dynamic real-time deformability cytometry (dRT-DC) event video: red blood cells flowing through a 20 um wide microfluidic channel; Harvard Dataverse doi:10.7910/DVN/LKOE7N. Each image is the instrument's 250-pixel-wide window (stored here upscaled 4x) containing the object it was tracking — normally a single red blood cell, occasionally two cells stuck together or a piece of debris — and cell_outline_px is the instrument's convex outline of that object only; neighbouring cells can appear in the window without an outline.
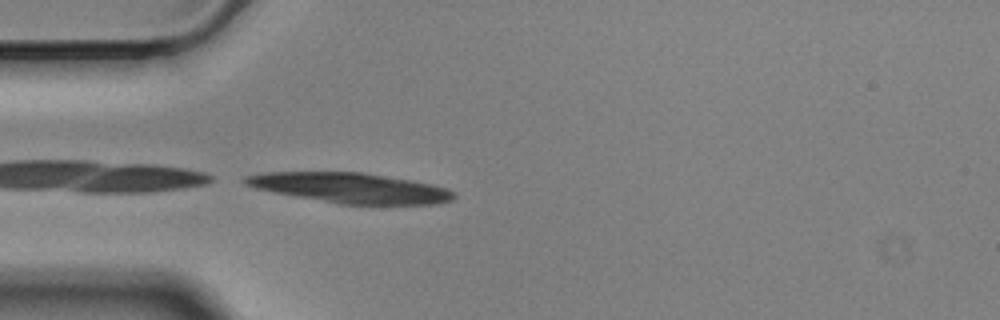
{"species": "Egyptian fruit bat (a non-hibernating species)", "species_latin": "Rousettus aegyptiacus", "temperature_condition": "cold", "stored_images_in_passage": 15, "camera_frame_rate_fps": 3000, "um_per_image_px": 0.085, "animal": {"sex": "male"}, "frame": {"image": 1, "passage_image": 15, "time_ms": 4.667, "image_size_px": [1000, 320], "cell_outline_px": [[456, 196], [452, 200], [436, 204], [340, 204], [272, 192], [256, 188], [244, 184], [240, 180], [244, 176], [264, 172], [360, 172], [432, 184], [444, 188], [452, 192]], "centroid_in_image_um": [29.7, 15.97], "position_along_channel_um": 55.3, "area_um2": 36.3}}